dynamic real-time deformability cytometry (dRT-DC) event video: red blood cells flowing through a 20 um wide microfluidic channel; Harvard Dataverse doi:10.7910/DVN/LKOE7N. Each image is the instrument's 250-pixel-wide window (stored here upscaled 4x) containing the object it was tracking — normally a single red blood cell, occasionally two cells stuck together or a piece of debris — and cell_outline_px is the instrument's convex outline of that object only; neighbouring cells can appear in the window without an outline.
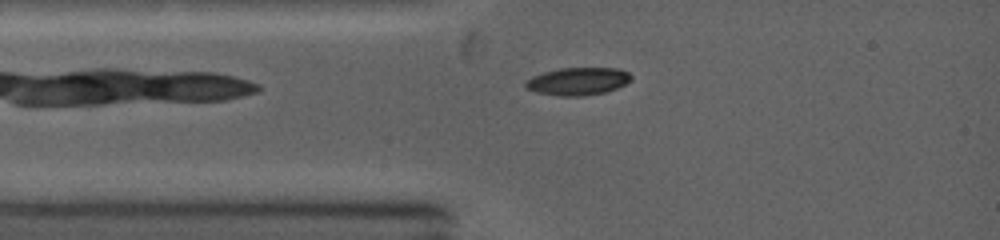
{"species": "common noctule bat (a hibernating species)", "species_latin": "Nyctalus noctula", "temperature_condition": "warm", "stored_images_in_passage": 6, "camera_frame_rate_fps": 5000, "um_per_image_px": 0.085, "animal": {"sex": "female", "body_mass_g": 19.0, "forearm_length_mm": 53.3}, "frame": {"image": 1, "passage_image": 4, "time_ms": 1.2, "image_size_px": [1000, 240], "cell_outline_px": [[632, 76], [624, 84], [616, 88], [604, 92], [580, 96], [564, 96], [536, 92], [528, 88], [524, 84], [532, 76], [544, 72], [560, 68], [616, 68], [628, 72]], "centroid_in_image_um": [49.11, 6.9], "position_along_channel_um": 35.9, "area_um2": 16.65}}